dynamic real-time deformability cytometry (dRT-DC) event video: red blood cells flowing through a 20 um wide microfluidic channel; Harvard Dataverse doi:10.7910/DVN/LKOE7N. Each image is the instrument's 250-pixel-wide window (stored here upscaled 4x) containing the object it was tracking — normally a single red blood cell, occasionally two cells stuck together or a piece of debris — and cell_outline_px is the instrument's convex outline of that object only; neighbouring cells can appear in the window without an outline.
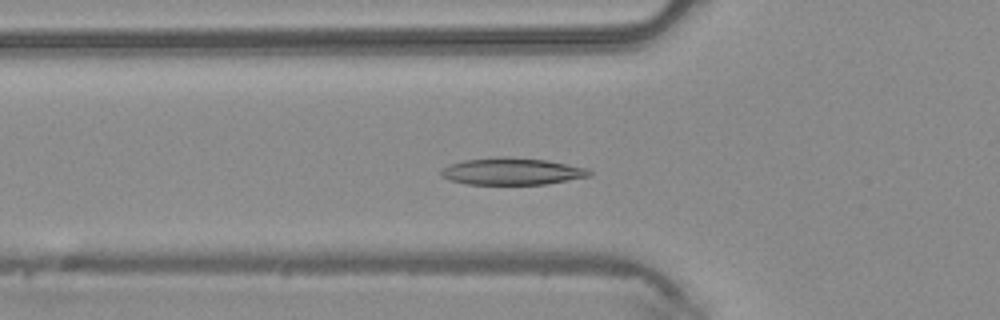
{"species": "common noctule bat (a hibernating species)", "species_latin": "Nyctalus noctula", "temperature_condition": "warm", "stored_images_in_passage": 49, "camera_frame_rate_fps": 3000, "um_per_image_px": 0.085, "animal": {"sex": "male", "body_mass_g": 20.4}, "frame": {"image": 1, "passage_image": 17, "time_ms": 5.333, "image_size_px": [1000, 320], "cell_outline_px": [[592, 176], [548, 184], [468, 184], [452, 180], [440, 176], [440, 168], [448, 164], [464, 160], [500, 156], [508, 156], [548, 160], [588, 168], [592, 172]], "centroid_in_image_um": [43.53, 14.55], "position_along_channel_um": 82.3, "area_um2": 23.64}}
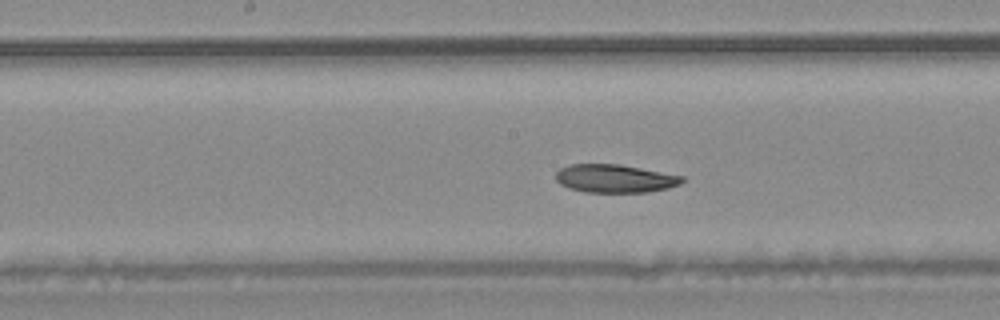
{"frame": {"image": 2, "passage_image": 25, "time_ms": 8.0, "image_size_px": [1000, 320], "cell_outline_px": [[684, 180], [680, 184], [668, 188], [648, 192], [584, 192], [568, 188], [560, 184], [556, 180], [556, 172], [560, 168], [568, 164], [620, 164], [684, 176]], "centroid_in_image_um": [52.25, 15.17], "position_along_channel_um": 196.0, "area_um2": 20.87}}
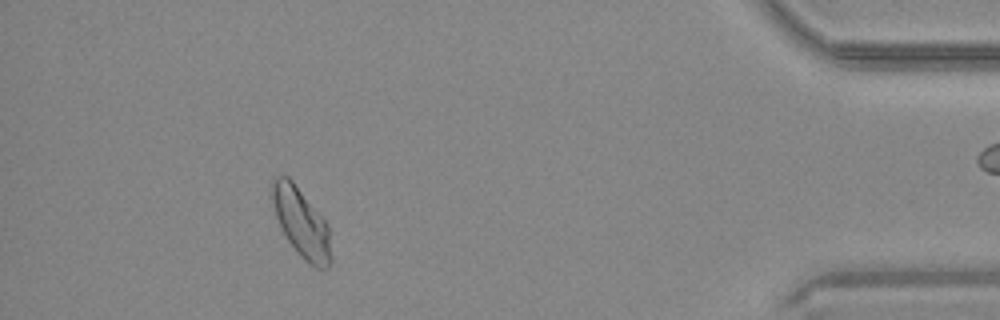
{"frame": {"image": 3, "passage_image": 44, "time_ms": 14.333, "image_size_px": [1000, 320], "cell_outline_px": [[332, 260], [328, 268], [316, 268], [304, 260], [300, 256], [288, 240], [276, 216], [268, 196], [268, 188], [272, 176], [288, 176], [292, 180], [328, 224]], "centroid_in_image_um": [25.56, 18.87], "position_along_channel_um": 409.6, "area_um2": 24.1}}